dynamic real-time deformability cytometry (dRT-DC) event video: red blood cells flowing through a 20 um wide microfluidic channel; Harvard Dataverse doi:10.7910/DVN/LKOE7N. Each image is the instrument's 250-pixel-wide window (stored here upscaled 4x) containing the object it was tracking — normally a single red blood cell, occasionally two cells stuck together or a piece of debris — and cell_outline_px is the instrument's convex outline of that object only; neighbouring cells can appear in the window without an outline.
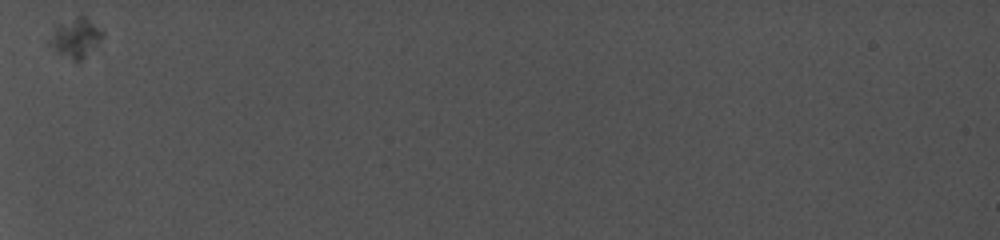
{"species": "common noctule bat (a hibernating species)", "species_latin": "Nyctalus noctula", "temperature_condition": "cold", "stored_images_in_passage": 24, "camera_frame_rate_fps": 5000, "um_per_image_px": 0.085, "animal": {"sex": "female", "body_mass_g": 19.0, "forearm_length_mm": 56.7}, "frame": {"image": 1, "passage_image": 1, "time_ms": 0.0, "image_size_px": [1000, 240], "cell_outline_px": [[104, 36], [80, 60], [76, 60], [56, 52], [48, 44], [48, 40], [52, 28], [56, 24], [80, 16], [84, 16], [100, 28], [104, 32]], "centroid_in_image_um": [6.37, 3.17], "position_along_channel_um": 78.6, "area_um2": 11.85}}
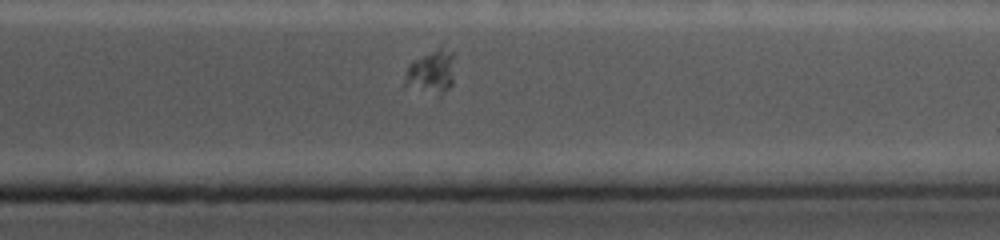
{"frame": {"image": 2, "passage_image": 20, "time_ms": 8.0, "image_size_px": [1000, 240], "cell_outline_px": [[452, 84], [440, 96], [400, 88], [408, 64], [412, 60], [440, 44], [452, 52]], "centroid_in_image_um": [36.54, 6.13], "position_along_channel_um": 374.9, "area_um2": 13.53}}
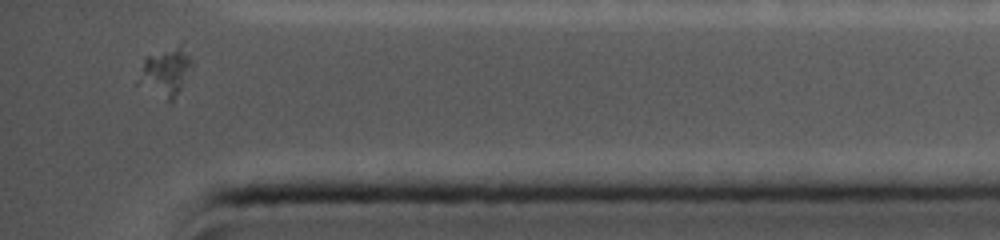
{"frame": {"image": 3, "passage_image": 23, "time_ms": 9.2, "image_size_px": [1000, 240], "cell_outline_px": [[192, 60], [180, 88], [172, 100], [168, 100], [136, 84], [136, 80], [144, 60], [148, 56], [180, 44]], "centroid_in_image_um": [14.0, 6.11], "position_along_channel_um": 421.2, "area_um2": 14.22}}